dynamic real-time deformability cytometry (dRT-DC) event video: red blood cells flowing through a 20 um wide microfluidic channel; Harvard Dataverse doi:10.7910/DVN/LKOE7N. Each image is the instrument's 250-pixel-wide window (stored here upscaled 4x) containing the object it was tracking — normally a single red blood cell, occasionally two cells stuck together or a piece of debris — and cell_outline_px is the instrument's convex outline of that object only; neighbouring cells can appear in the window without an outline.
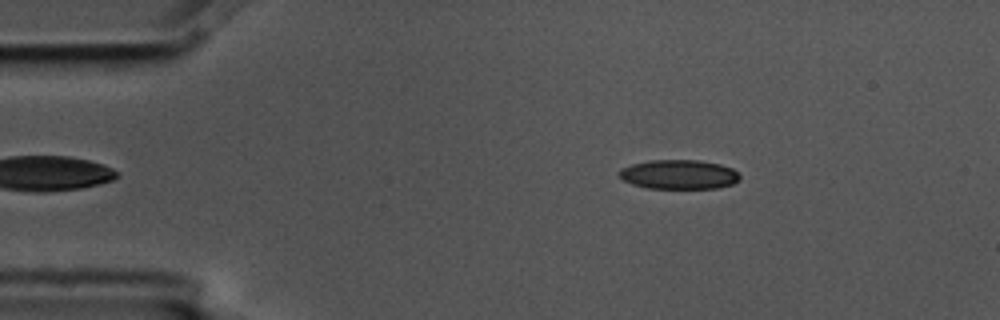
{"species": "common noctule bat (a hibernating species)", "species_latin": "Nyctalus noctula", "temperature_condition": "cold", "stored_images_in_passage": 3, "camera_frame_rate_fps": 3000, "um_per_image_px": 0.085, "animal": {"sex": "male", "body_mass_g": 17.5, "forearm_length_mm": 52.3}, "frame": {"image": 1, "passage_image": 1, "time_ms": 0.0, "image_size_px": [1000, 320], "cell_outline_px": [[740, 180], [732, 184], [716, 188], [648, 188], [632, 184], [624, 180], [616, 172], [620, 168], [632, 164], [652, 160], [700, 160], [720, 164], [732, 168], [740, 172]], "centroid_in_image_um": [57.72, 14.82], "position_along_channel_um": 27.3, "area_um2": 20.75}}
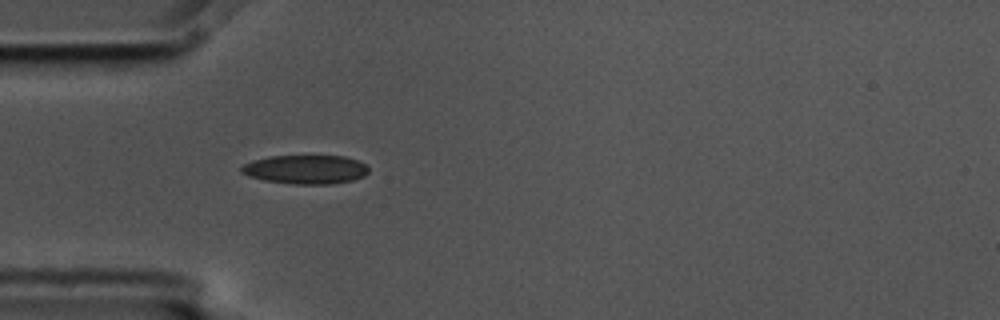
{"frame": {"image": 2, "passage_image": 3, "time_ms": 0.667, "image_size_px": [1000, 320], "cell_outline_px": [[368, 172], [364, 176], [352, 180], [332, 184], [292, 184], [264, 180], [248, 176], [240, 172], [240, 168], [244, 164], [252, 160], [268, 156], [344, 156], [356, 160], [364, 164], [368, 168]], "centroid_in_image_um": [25.94, 14.4], "position_along_channel_um": 59.1, "area_um2": 21.44}}